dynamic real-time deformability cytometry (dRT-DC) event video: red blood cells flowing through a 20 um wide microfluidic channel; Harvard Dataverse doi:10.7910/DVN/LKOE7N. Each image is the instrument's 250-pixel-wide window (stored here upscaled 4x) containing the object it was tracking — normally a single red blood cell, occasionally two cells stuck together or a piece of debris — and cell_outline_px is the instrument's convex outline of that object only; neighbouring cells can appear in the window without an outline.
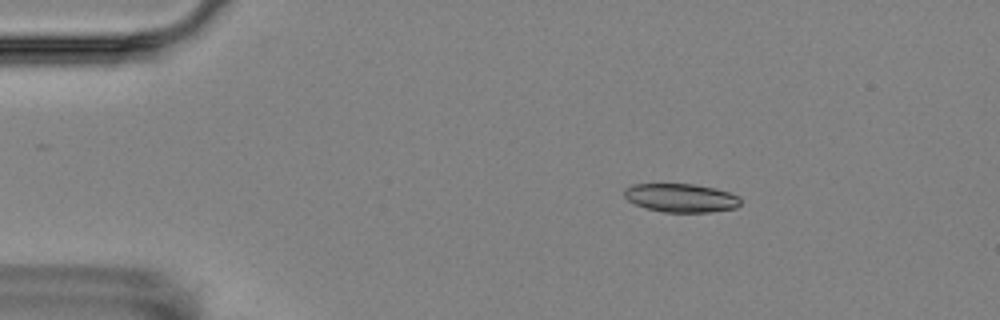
{"species": "Egyptian fruit bat (a non-hibernating species)", "species_latin": "Rousettus aegyptiacus", "temperature_condition": "room temperature", "stored_images_in_passage": 4, "camera_frame_rate_fps": 3000, "um_per_image_px": 0.085, "animal": {"sex": "female"}, "frame": {"image": 1, "passage_image": 3, "time_ms": 2.333, "image_size_px": [1000, 320], "cell_outline_px": [[740, 204], [736, 208], [712, 212], [664, 212], [648, 208], [636, 204], [628, 200], [624, 196], [624, 188], [632, 184], [696, 184], [716, 188], [740, 196]], "centroid_in_image_um": [57.91, 16.81], "position_along_channel_um": 27.1, "area_um2": 19.42}}